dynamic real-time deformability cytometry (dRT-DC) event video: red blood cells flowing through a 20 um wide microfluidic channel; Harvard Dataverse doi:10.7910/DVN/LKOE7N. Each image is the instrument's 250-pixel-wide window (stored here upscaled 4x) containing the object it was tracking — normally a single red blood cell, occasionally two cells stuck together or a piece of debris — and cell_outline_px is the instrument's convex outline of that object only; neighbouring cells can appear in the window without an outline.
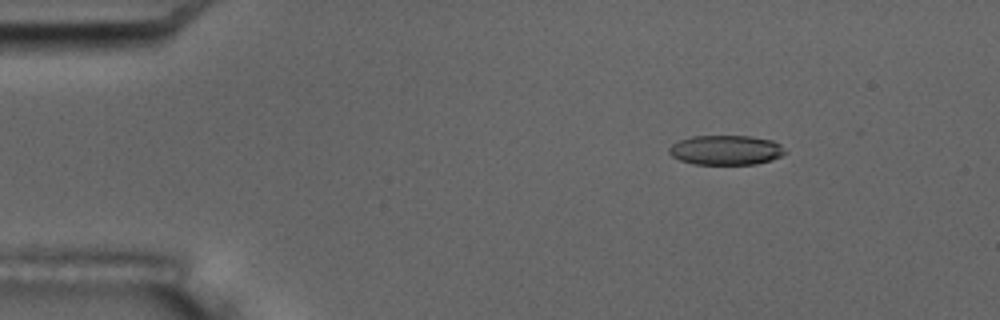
{"species": "common noctule bat (a hibernating species)", "species_latin": "Nyctalus noctula", "temperature_condition": "room temperature", "stored_images_in_passage": 6, "camera_frame_rate_fps": 3000, "um_per_image_px": 0.085, "animal": {"sex": "male", "body_mass_g": 17.5, "forearm_length_mm": 52.3}, "frame": {"image": 1, "passage_image": 3, "time_ms": 2.0, "image_size_px": [1000, 320], "cell_outline_px": [[788, 152], [772, 160], [756, 164], [692, 164], [680, 160], [672, 156], [668, 152], [668, 148], [672, 144], [680, 140], [692, 136], [752, 136], [772, 140], [780, 144]], "centroid_in_image_um": [61.71, 12.75], "position_along_channel_um": 23.3, "area_um2": 20.17}}
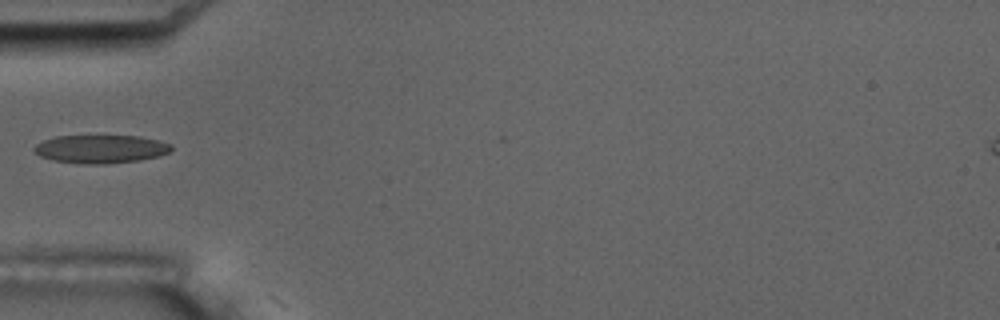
{"frame": {"image": 2, "passage_image": 6, "time_ms": 5.667, "image_size_px": [1000, 320], "cell_outline_px": [[172, 148], [168, 152], [160, 156], [140, 160], [104, 164], [84, 164], [52, 160], [40, 156], [32, 152], [32, 148], [36, 144], [44, 140], [56, 136], [140, 136], [160, 140], [172, 144]], "centroid_in_image_um": [8.55, 12.66], "position_along_channel_um": 76.4, "area_um2": 22.77}}